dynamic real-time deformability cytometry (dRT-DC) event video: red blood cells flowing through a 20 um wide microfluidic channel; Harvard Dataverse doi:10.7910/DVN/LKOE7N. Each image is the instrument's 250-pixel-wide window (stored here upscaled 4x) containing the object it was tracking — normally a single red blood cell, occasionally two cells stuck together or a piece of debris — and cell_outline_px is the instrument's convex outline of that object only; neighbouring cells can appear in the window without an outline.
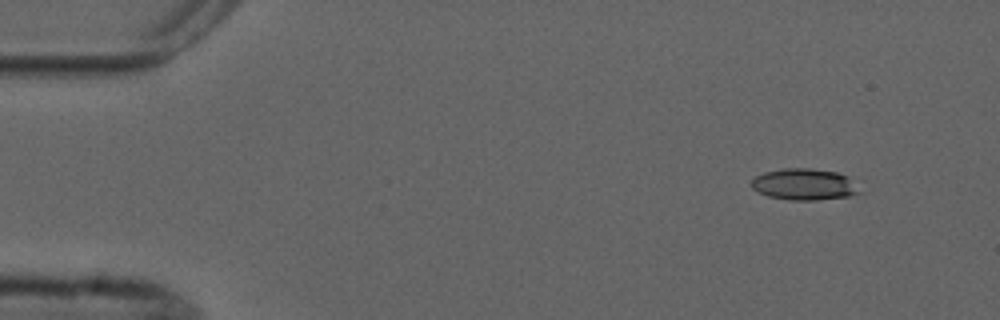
{"species": "common noctule bat (a hibernating species)", "species_latin": "Nyctalus noctula", "temperature_condition": "cold", "stored_images_in_passage": 4, "camera_frame_rate_fps": 3000, "um_per_image_px": 0.085, "animal": {"sex": "male", "forearm_length_mm": 52.5}, "frame": {"image": 1, "passage_image": 1, "time_ms": 0.0, "image_size_px": [1000, 320], "cell_outline_px": [[864, 192], [848, 196], [816, 200], [792, 200], [768, 196], [752, 188], [752, 180], [756, 176], [764, 172], [784, 168], [808, 168], [836, 172], [848, 176]], "centroid_in_image_um": [68.4, 15.67], "position_along_channel_um": 16.6, "area_um2": 19.77}}
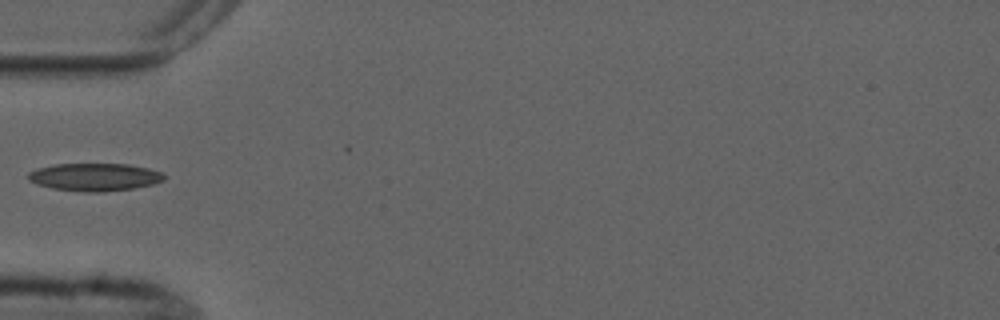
{"frame": {"image": 2, "passage_image": 4, "time_ms": 4.333, "image_size_px": [1000, 320], "cell_outline_px": [[164, 180], [152, 184], [132, 188], [104, 192], [84, 192], [52, 188], [36, 184], [28, 180], [28, 172], [36, 168], [52, 164], [128, 164], [148, 168], [164, 172]], "centroid_in_image_um": [8.02, 15.04], "position_along_channel_um": 77.0, "area_um2": 22.08}}